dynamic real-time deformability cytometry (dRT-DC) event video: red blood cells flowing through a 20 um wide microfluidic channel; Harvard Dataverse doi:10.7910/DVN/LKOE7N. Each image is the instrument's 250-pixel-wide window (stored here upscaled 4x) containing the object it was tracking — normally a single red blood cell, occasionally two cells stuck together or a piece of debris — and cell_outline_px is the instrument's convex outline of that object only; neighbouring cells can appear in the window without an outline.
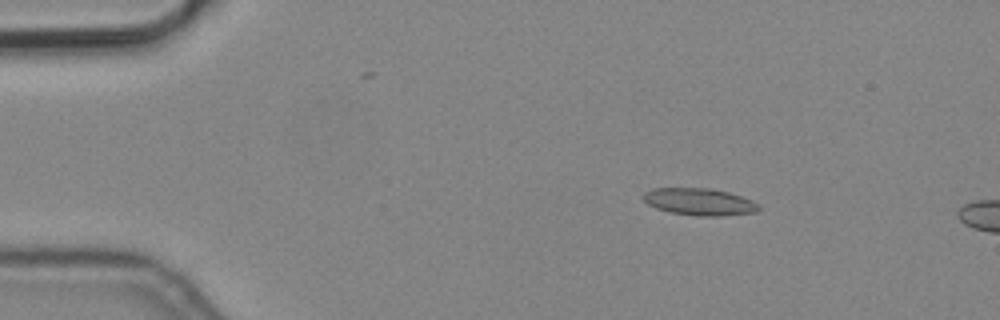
{"species": "common noctule bat (a hibernating species)", "species_latin": "Nyctalus noctula", "temperature_condition": "cold", "stored_images_in_passage": 4, "camera_frame_rate_fps": 3000, "um_per_image_px": 0.085, "animal": {"sex": "male", "body_mass_g": 19.2, "forearm_length_mm": 51.8}, "frame": {"image": 1, "passage_image": 2, "time_ms": 0.333, "image_size_px": [1000, 320], "cell_outline_px": [[760, 208], [756, 212], [720, 216], [696, 216], [672, 212], [656, 208], [648, 204], [640, 196], [644, 192], [652, 188], [712, 188], [728, 192], [752, 200], [760, 204]], "centroid_in_image_um": [59.44, 17.14], "position_along_channel_um": 25.6, "area_um2": 18.32}}